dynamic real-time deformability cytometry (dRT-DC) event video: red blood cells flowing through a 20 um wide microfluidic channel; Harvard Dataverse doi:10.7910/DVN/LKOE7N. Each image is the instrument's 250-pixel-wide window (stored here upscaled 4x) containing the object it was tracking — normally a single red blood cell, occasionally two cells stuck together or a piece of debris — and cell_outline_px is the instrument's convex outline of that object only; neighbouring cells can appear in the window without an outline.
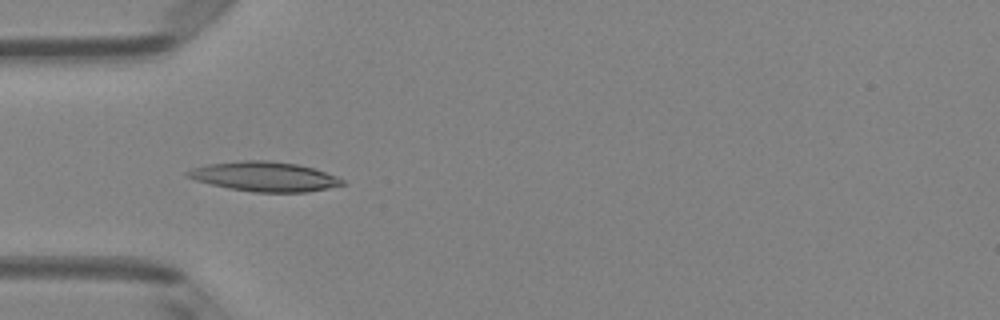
{"species": "Egyptian fruit bat (a non-hibernating species)", "species_latin": "Rousettus aegyptiacus", "temperature_condition": "room temperature", "stored_images_in_passage": 48, "camera_frame_rate_fps": 3000, "um_per_image_px": 0.085, "animal": {"sex": "female"}, "frame": {"image": 1, "passage_image": 14, "time_ms": 4.333, "image_size_px": [1000, 320], "cell_outline_px": [[344, 184], [328, 188], [308, 192], [252, 192], [228, 188], [196, 180], [184, 176], [184, 172], [192, 168], [208, 164], [244, 160], [268, 160], [296, 164], [312, 168], [336, 176], [344, 180]], "centroid_in_image_um": [22.44, 15.01], "position_along_channel_um": 62.6, "area_um2": 26.59}}
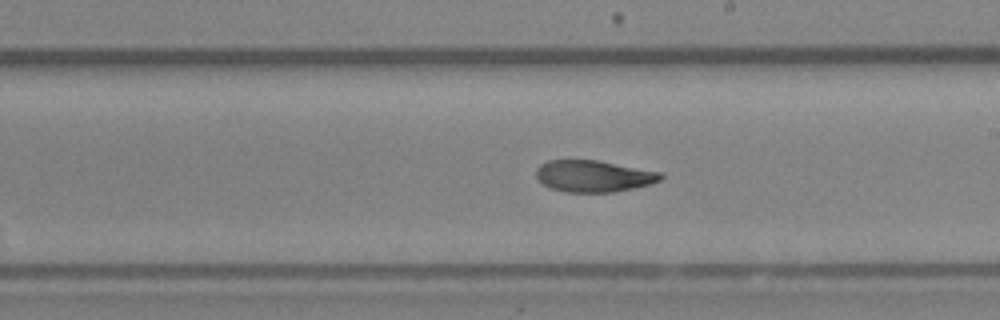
{"frame": {"image": 2, "passage_image": 27, "time_ms": 8.667, "image_size_px": [1000, 320], "cell_outline_px": [[664, 176], [660, 180], [652, 184], [612, 192], [564, 192], [552, 188], [544, 184], [536, 176], [536, 168], [540, 164], [548, 160], [596, 160], [664, 172]], "centroid_in_image_um": [50.49, 14.96], "position_along_channel_um": 238.5, "area_um2": 23.0}}
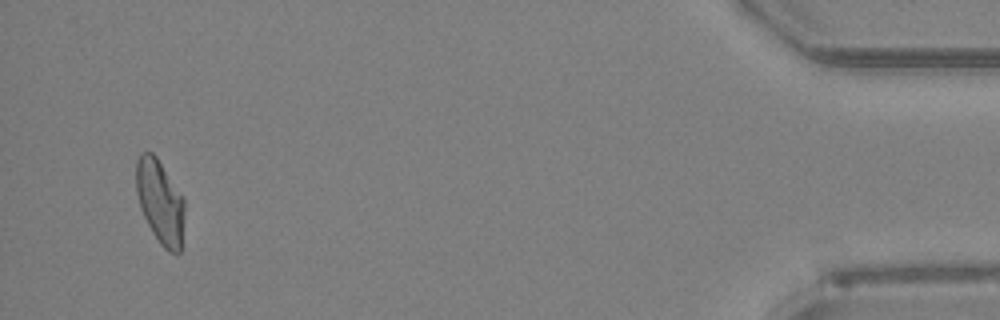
{"frame": {"image": 3, "passage_image": 46, "time_ms": 15.0, "image_size_px": [1000, 320], "cell_outline_px": [[184, 212], [180, 252], [168, 252], [160, 244], [152, 232], [140, 208], [136, 192], [136, 160], [140, 152], [152, 152], [156, 156], [184, 196]], "centroid_in_image_um": [13.6, 17.12], "position_along_channel_um": 421.6, "area_um2": 23.76}, "authors_computed_cell_mechanics": {"area_um2": 23.987, "velocity_mm_per_s": 4.1304, "shape_relaxation_time_tau1_ms": null, "shape_relaxation_time_tau2_ms": 3.3463, "deformation_change_tau1": null, "deformation_change_tau2": 0.0803}}